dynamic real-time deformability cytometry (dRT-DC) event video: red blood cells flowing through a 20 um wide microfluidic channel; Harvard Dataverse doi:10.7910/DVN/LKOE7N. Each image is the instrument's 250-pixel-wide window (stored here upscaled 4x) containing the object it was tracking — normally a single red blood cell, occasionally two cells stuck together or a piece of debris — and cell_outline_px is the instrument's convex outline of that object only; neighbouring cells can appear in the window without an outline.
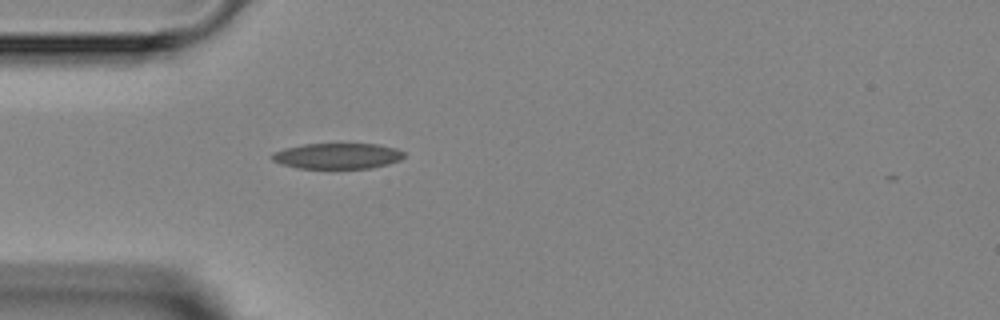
{"species": "Egyptian fruit bat (a non-hibernating species)", "species_latin": "Rousettus aegyptiacus", "temperature_condition": "room temperature", "stored_images_in_passage": 4, "camera_frame_rate_fps": 3000, "um_per_image_px": 0.085, "animal": {"sex": "female"}, "frame": {"image": 1, "passage_image": 4, "time_ms": 5.0, "image_size_px": [1000, 320], "cell_outline_px": [[404, 156], [400, 160], [388, 164], [372, 168], [296, 168], [280, 164], [272, 160], [272, 152], [284, 148], [304, 144], [376, 144], [396, 148], [404, 152]], "centroid_in_image_um": [28.66, 13.26], "position_along_channel_um": 56.3, "area_um2": 19.83}}